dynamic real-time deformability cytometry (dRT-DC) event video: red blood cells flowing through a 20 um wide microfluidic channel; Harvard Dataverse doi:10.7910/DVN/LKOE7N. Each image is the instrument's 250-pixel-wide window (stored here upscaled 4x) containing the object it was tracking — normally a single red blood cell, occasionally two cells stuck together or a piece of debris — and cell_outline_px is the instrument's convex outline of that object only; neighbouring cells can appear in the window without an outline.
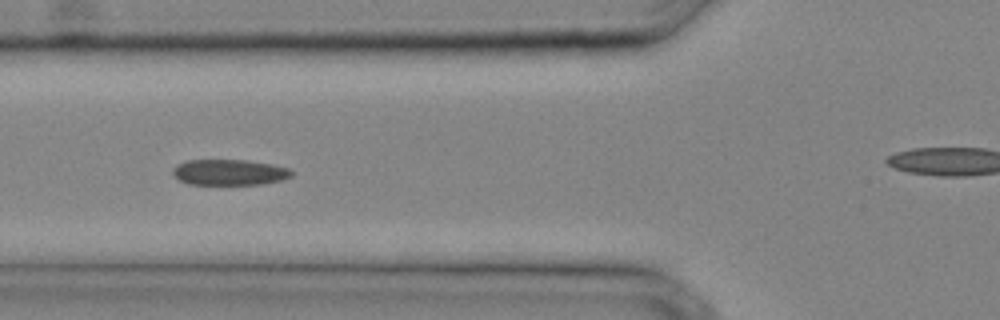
{"species": "common noctule bat (a hibernating species)", "species_latin": "Nyctalus noctula", "temperature_condition": "cold", "stored_images_in_passage": 26, "camera_frame_rate_fps": 3000, "um_per_image_px": 0.085, "animal": {"sex": "male", "body_mass_g": 20.4}, "frame": {"image": 1, "passage_image": 8, "time_ms": 2.333, "image_size_px": [1000, 320], "cell_outline_px": [[292, 176], [280, 180], [260, 184], [188, 184], [180, 180], [172, 172], [172, 168], [176, 164], [184, 160], [248, 160], [272, 164], [288, 168], [292, 172]], "centroid_in_image_um": [19.46, 14.63], "position_along_channel_um": 106.3, "area_um2": 17.8}}
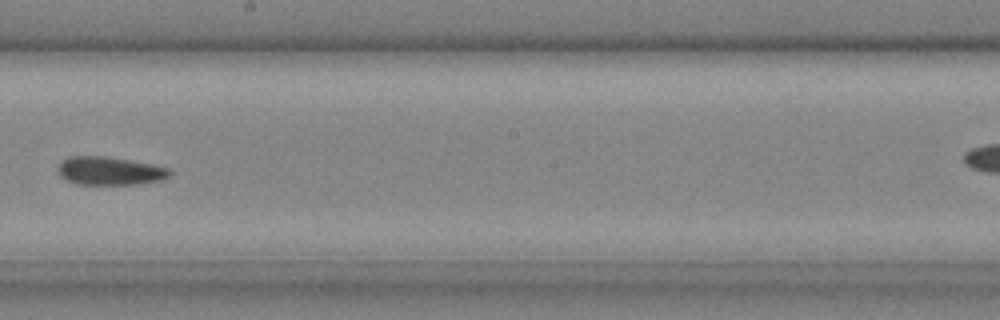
{"frame": {"image": 2, "passage_image": 15, "time_ms": 4.667, "image_size_px": [1000, 320], "cell_outline_px": [[172, 172], [168, 176], [160, 180], [136, 184], [80, 184], [68, 180], [60, 176], [60, 164], [68, 156], [108, 156], [152, 164], [168, 168]], "centroid_in_image_um": [9.36, 14.51], "position_along_channel_um": 238.8, "area_um2": 18.09}}